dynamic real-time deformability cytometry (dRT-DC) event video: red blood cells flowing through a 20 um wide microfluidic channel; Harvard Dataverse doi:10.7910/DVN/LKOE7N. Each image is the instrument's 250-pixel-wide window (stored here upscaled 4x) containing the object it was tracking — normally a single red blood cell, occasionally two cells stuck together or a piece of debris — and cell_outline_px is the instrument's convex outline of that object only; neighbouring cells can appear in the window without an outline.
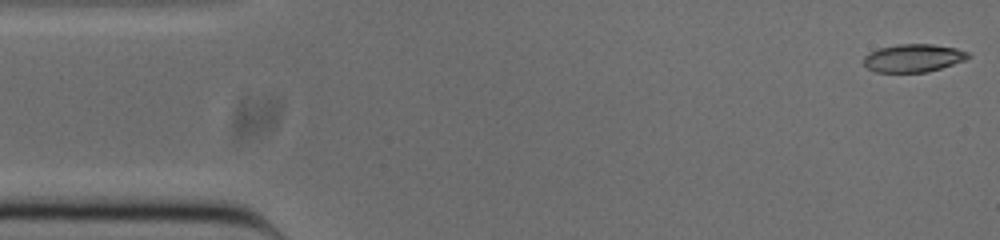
{"species": "common noctule bat (a hibernating species)", "species_latin": "Nyctalus noctula", "temperature_condition": "cold", "stored_images_in_passage": 51, "camera_frame_rate_fps": 3000, "um_per_image_px": 0.085, "animal": {"sex": "male", "body_mass_g": 20.0, "forearm_length_mm": 53.3}, "frame": {"image": 1, "passage_image": 1, "time_ms": 0.0, "image_size_px": [1000, 240], "cell_outline_px": [[972, 56], [964, 60], [928, 72], [876, 72], [868, 68], [864, 64], [864, 56], [868, 52], [880, 48], [900, 44], [932, 44], [956, 48], [968, 52]], "centroid_in_image_um": [77.63, 4.93], "position_along_channel_um": 7.4, "area_um2": 16.94}}
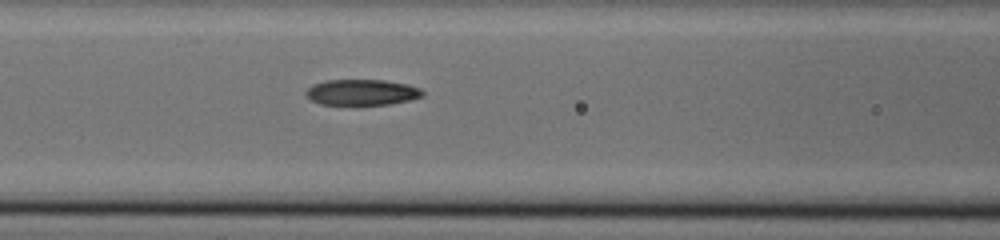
{"frame": {"image": 2, "passage_image": 20, "time_ms": 6.333, "image_size_px": [1000, 240], "cell_outline_px": [[424, 96], [412, 100], [388, 104], [360, 108], [356, 108], [320, 104], [312, 100], [304, 92], [312, 84], [324, 80], [384, 80], [408, 84], [420, 88], [424, 92]], "centroid_in_image_um": [30.76, 7.9], "position_along_channel_um": 135.8, "area_um2": 18.61}}
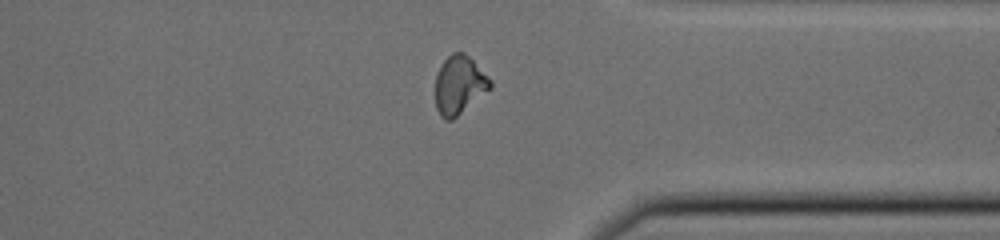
{"frame": {"image": 3, "passage_image": 39, "time_ms": 12.667, "image_size_px": [1000, 240], "cell_outline_px": [[492, 88], [452, 120], [444, 120], [440, 116], [436, 108], [436, 76], [440, 64], [452, 52], [464, 52], [492, 80]], "centroid_in_image_um": [39.03, 7.23], "position_along_channel_um": 372.4, "area_um2": 18.73}, "authors_computed_cell_mechanics": {"area_um2": 18.0914, "velocity_mm_per_s": 3.859, "shape_relaxation_time_tau1_ms": null, "shape_relaxation_time_tau2_ms": 3.0836, "deformation_change_tau1": null, "deformation_change_tau2": 0.1001}}